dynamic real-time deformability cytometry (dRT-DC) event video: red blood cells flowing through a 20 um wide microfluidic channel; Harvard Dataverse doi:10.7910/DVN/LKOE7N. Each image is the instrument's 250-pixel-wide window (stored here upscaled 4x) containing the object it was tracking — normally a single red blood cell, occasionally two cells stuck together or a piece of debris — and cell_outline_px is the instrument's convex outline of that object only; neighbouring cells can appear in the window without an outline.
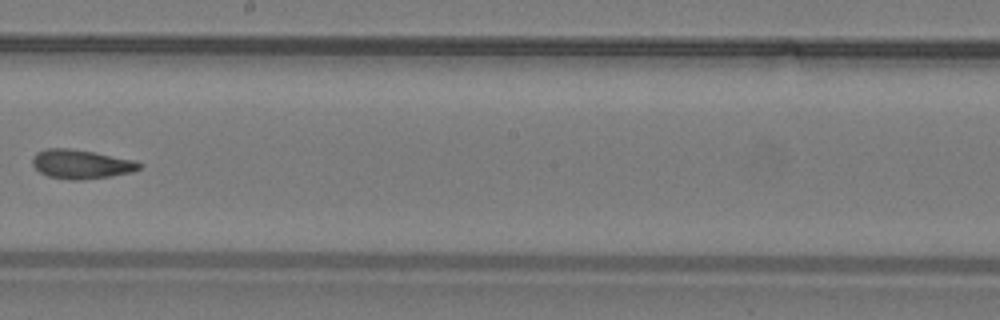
{"species": "common noctule bat (a hibernating species)", "species_latin": "Nyctalus noctula", "temperature_condition": "warm", "stored_images_in_passage": 35, "camera_frame_rate_fps": 3000, "um_per_image_px": 0.085, "animal": {"sex": "male", "body_mass_g": 19.2, "forearm_length_mm": 51.8}, "frame": {"image": 1, "passage_image": 20, "time_ms": 6.333, "image_size_px": [1000, 320], "cell_outline_px": [[144, 164], [140, 168], [132, 172], [112, 176], [80, 180], [72, 180], [48, 176], [40, 172], [32, 164], [32, 156], [36, 152], [48, 148], [68, 148], [92, 152], [136, 160]], "centroid_in_image_um": [6.91, 13.95], "position_along_channel_um": 241.3, "area_um2": 18.15}}